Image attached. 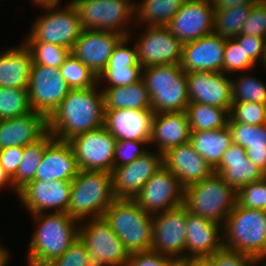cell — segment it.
Returning a JSON list of instances; mask_svg holds the SVG:
<instances>
[{
    "label": "cell",
    "instance_id": "cell-2",
    "mask_svg": "<svg viewBox=\"0 0 266 266\" xmlns=\"http://www.w3.org/2000/svg\"><path fill=\"white\" fill-rule=\"evenodd\" d=\"M32 216L39 224L29 243L28 266H47L79 238L80 222L67 213H37Z\"/></svg>",
    "mask_w": 266,
    "mask_h": 266
},
{
    "label": "cell",
    "instance_id": "cell-16",
    "mask_svg": "<svg viewBox=\"0 0 266 266\" xmlns=\"http://www.w3.org/2000/svg\"><path fill=\"white\" fill-rule=\"evenodd\" d=\"M72 181L33 180L18 192L21 204L32 215L45 213H67Z\"/></svg>",
    "mask_w": 266,
    "mask_h": 266
},
{
    "label": "cell",
    "instance_id": "cell-39",
    "mask_svg": "<svg viewBox=\"0 0 266 266\" xmlns=\"http://www.w3.org/2000/svg\"><path fill=\"white\" fill-rule=\"evenodd\" d=\"M59 68L70 89H88L100 83L99 77L72 53Z\"/></svg>",
    "mask_w": 266,
    "mask_h": 266
},
{
    "label": "cell",
    "instance_id": "cell-52",
    "mask_svg": "<svg viewBox=\"0 0 266 266\" xmlns=\"http://www.w3.org/2000/svg\"><path fill=\"white\" fill-rule=\"evenodd\" d=\"M215 10L242 4H256L259 0H210Z\"/></svg>",
    "mask_w": 266,
    "mask_h": 266
},
{
    "label": "cell",
    "instance_id": "cell-57",
    "mask_svg": "<svg viewBox=\"0 0 266 266\" xmlns=\"http://www.w3.org/2000/svg\"><path fill=\"white\" fill-rule=\"evenodd\" d=\"M262 261H265L262 266H266V256H261V257L256 258V264L257 263L260 264Z\"/></svg>",
    "mask_w": 266,
    "mask_h": 266
},
{
    "label": "cell",
    "instance_id": "cell-53",
    "mask_svg": "<svg viewBox=\"0 0 266 266\" xmlns=\"http://www.w3.org/2000/svg\"><path fill=\"white\" fill-rule=\"evenodd\" d=\"M181 266H213V262L209 257H191L180 262Z\"/></svg>",
    "mask_w": 266,
    "mask_h": 266
},
{
    "label": "cell",
    "instance_id": "cell-28",
    "mask_svg": "<svg viewBox=\"0 0 266 266\" xmlns=\"http://www.w3.org/2000/svg\"><path fill=\"white\" fill-rule=\"evenodd\" d=\"M191 128L185 111L154 113L151 138L159 153L190 141Z\"/></svg>",
    "mask_w": 266,
    "mask_h": 266
},
{
    "label": "cell",
    "instance_id": "cell-9",
    "mask_svg": "<svg viewBox=\"0 0 266 266\" xmlns=\"http://www.w3.org/2000/svg\"><path fill=\"white\" fill-rule=\"evenodd\" d=\"M80 221L79 238L89 253L88 266H124L130 254L103 217Z\"/></svg>",
    "mask_w": 266,
    "mask_h": 266
},
{
    "label": "cell",
    "instance_id": "cell-13",
    "mask_svg": "<svg viewBox=\"0 0 266 266\" xmlns=\"http://www.w3.org/2000/svg\"><path fill=\"white\" fill-rule=\"evenodd\" d=\"M186 212L181 205L153 215L151 251L169 256L177 263L185 259Z\"/></svg>",
    "mask_w": 266,
    "mask_h": 266
},
{
    "label": "cell",
    "instance_id": "cell-32",
    "mask_svg": "<svg viewBox=\"0 0 266 266\" xmlns=\"http://www.w3.org/2000/svg\"><path fill=\"white\" fill-rule=\"evenodd\" d=\"M190 142L195 151L214 169L224 152L233 144L228 126L215 130L191 131Z\"/></svg>",
    "mask_w": 266,
    "mask_h": 266
},
{
    "label": "cell",
    "instance_id": "cell-43",
    "mask_svg": "<svg viewBox=\"0 0 266 266\" xmlns=\"http://www.w3.org/2000/svg\"><path fill=\"white\" fill-rule=\"evenodd\" d=\"M254 66L255 63L246 55L243 48L240 47L234 38L226 39L223 73L229 74L230 72L239 73L245 71L247 73Z\"/></svg>",
    "mask_w": 266,
    "mask_h": 266
},
{
    "label": "cell",
    "instance_id": "cell-1",
    "mask_svg": "<svg viewBox=\"0 0 266 266\" xmlns=\"http://www.w3.org/2000/svg\"><path fill=\"white\" fill-rule=\"evenodd\" d=\"M105 98L97 86L70 89L66 98L47 119L53 138L69 141L74 136L104 125Z\"/></svg>",
    "mask_w": 266,
    "mask_h": 266
},
{
    "label": "cell",
    "instance_id": "cell-8",
    "mask_svg": "<svg viewBox=\"0 0 266 266\" xmlns=\"http://www.w3.org/2000/svg\"><path fill=\"white\" fill-rule=\"evenodd\" d=\"M71 3L78 11L82 29L130 36L127 23H130V18H136L133 0H71Z\"/></svg>",
    "mask_w": 266,
    "mask_h": 266
},
{
    "label": "cell",
    "instance_id": "cell-7",
    "mask_svg": "<svg viewBox=\"0 0 266 266\" xmlns=\"http://www.w3.org/2000/svg\"><path fill=\"white\" fill-rule=\"evenodd\" d=\"M222 229L223 247L255 259L265 256L266 210L250 209L236 203Z\"/></svg>",
    "mask_w": 266,
    "mask_h": 266
},
{
    "label": "cell",
    "instance_id": "cell-15",
    "mask_svg": "<svg viewBox=\"0 0 266 266\" xmlns=\"http://www.w3.org/2000/svg\"><path fill=\"white\" fill-rule=\"evenodd\" d=\"M146 29L135 44L138 63L142 68L161 64H180L183 43L166 26H147Z\"/></svg>",
    "mask_w": 266,
    "mask_h": 266
},
{
    "label": "cell",
    "instance_id": "cell-3",
    "mask_svg": "<svg viewBox=\"0 0 266 266\" xmlns=\"http://www.w3.org/2000/svg\"><path fill=\"white\" fill-rule=\"evenodd\" d=\"M115 199L112 173L80 170L72 180L67 214L79 222L100 218Z\"/></svg>",
    "mask_w": 266,
    "mask_h": 266
},
{
    "label": "cell",
    "instance_id": "cell-40",
    "mask_svg": "<svg viewBox=\"0 0 266 266\" xmlns=\"http://www.w3.org/2000/svg\"><path fill=\"white\" fill-rule=\"evenodd\" d=\"M243 73H240L242 76L240 75L238 78H231L232 103H266V85L261 82V79L258 80L250 73Z\"/></svg>",
    "mask_w": 266,
    "mask_h": 266
},
{
    "label": "cell",
    "instance_id": "cell-50",
    "mask_svg": "<svg viewBox=\"0 0 266 266\" xmlns=\"http://www.w3.org/2000/svg\"><path fill=\"white\" fill-rule=\"evenodd\" d=\"M234 39L255 64L258 61L262 62L264 54L266 53V38L247 34H239Z\"/></svg>",
    "mask_w": 266,
    "mask_h": 266
},
{
    "label": "cell",
    "instance_id": "cell-19",
    "mask_svg": "<svg viewBox=\"0 0 266 266\" xmlns=\"http://www.w3.org/2000/svg\"><path fill=\"white\" fill-rule=\"evenodd\" d=\"M190 103L225 108L232 104L231 78L223 72L195 71L186 73Z\"/></svg>",
    "mask_w": 266,
    "mask_h": 266
},
{
    "label": "cell",
    "instance_id": "cell-11",
    "mask_svg": "<svg viewBox=\"0 0 266 266\" xmlns=\"http://www.w3.org/2000/svg\"><path fill=\"white\" fill-rule=\"evenodd\" d=\"M27 91L31 109L48 119L66 98L70 88L60 68L32 64Z\"/></svg>",
    "mask_w": 266,
    "mask_h": 266
},
{
    "label": "cell",
    "instance_id": "cell-25",
    "mask_svg": "<svg viewBox=\"0 0 266 266\" xmlns=\"http://www.w3.org/2000/svg\"><path fill=\"white\" fill-rule=\"evenodd\" d=\"M79 171L80 168L70 142L54 138L45 148L34 180L72 181Z\"/></svg>",
    "mask_w": 266,
    "mask_h": 266
},
{
    "label": "cell",
    "instance_id": "cell-27",
    "mask_svg": "<svg viewBox=\"0 0 266 266\" xmlns=\"http://www.w3.org/2000/svg\"><path fill=\"white\" fill-rule=\"evenodd\" d=\"M47 132V118L33 110L23 116L0 120V150L11 146H27Z\"/></svg>",
    "mask_w": 266,
    "mask_h": 266
},
{
    "label": "cell",
    "instance_id": "cell-34",
    "mask_svg": "<svg viewBox=\"0 0 266 266\" xmlns=\"http://www.w3.org/2000/svg\"><path fill=\"white\" fill-rule=\"evenodd\" d=\"M185 0H141L135 1V25L167 26L170 19L179 11Z\"/></svg>",
    "mask_w": 266,
    "mask_h": 266
},
{
    "label": "cell",
    "instance_id": "cell-54",
    "mask_svg": "<svg viewBox=\"0 0 266 266\" xmlns=\"http://www.w3.org/2000/svg\"><path fill=\"white\" fill-rule=\"evenodd\" d=\"M7 185L10 186V188L17 194L18 192L14 189V185L12 182V179L8 176V174L5 172V170L0 165V189H2L4 186L7 187ZM12 186V187H11Z\"/></svg>",
    "mask_w": 266,
    "mask_h": 266
},
{
    "label": "cell",
    "instance_id": "cell-49",
    "mask_svg": "<svg viewBox=\"0 0 266 266\" xmlns=\"http://www.w3.org/2000/svg\"><path fill=\"white\" fill-rule=\"evenodd\" d=\"M176 264L173 258L149 250L130 254L124 266H175Z\"/></svg>",
    "mask_w": 266,
    "mask_h": 266
},
{
    "label": "cell",
    "instance_id": "cell-30",
    "mask_svg": "<svg viewBox=\"0 0 266 266\" xmlns=\"http://www.w3.org/2000/svg\"><path fill=\"white\" fill-rule=\"evenodd\" d=\"M2 53V54H1ZM0 53V87L28 89L33 64L30 50L21 43Z\"/></svg>",
    "mask_w": 266,
    "mask_h": 266
},
{
    "label": "cell",
    "instance_id": "cell-5",
    "mask_svg": "<svg viewBox=\"0 0 266 266\" xmlns=\"http://www.w3.org/2000/svg\"><path fill=\"white\" fill-rule=\"evenodd\" d=\"M237 191L213 172L184 188L183 206L188 212L224 225L237 203Z\"/></svg>",
    "mask_w": 266,
    "mask_h": 266
},
{
    "label": "cell",
    "instance_id": "cell-37",
    "mask_svg": "<svg viewBox=\"0 0 266 266\" xmlns=\"http://www.w3.org/2000/svg\"><path fill=\"white\" fill-rule=\"evenodd\" d=\"M254 5L242 4L215 10L213 33L225 39H232L241 34L242 26Z\"/></svg>",
    "mask_w": 266,
    "mask_h": 266
},
{
    "label": "cell",
    "instance_id": "cell-6",
    "mask_svg": "<svg viewBox=\"0 0 266 266\" xmlns=\"http://www.w3.org/2000/svg\"><path fill=\"white\" fill-rule=\"evenodd\" d=\"M102 217L129 254L151 249L153 215L147 214L134 199H115Z\"/></svg>",
    "mask_w": 266,
    "mask_h": 266
},
{
    "label": "cell",
    "instance_id": "cell-21",
    "mask_svg": "<svg viewBox=\"0 0 266 266\" xmlns=\"http://www.w3.org/2000/svg\"><path fill=\"white\" fill-rule=\"evenodd\" d=\"M226 39L211 33L183 44L180 66L185 73L222 72Z\"/></svg>",
    "mask_w": 266,
    "mask_h": 266
},
{
    "label": "cell",
    "instance_id": "cell-4",
    "mask_svg": "<svg viewBox=\"0 0 266 266\" xmlns=\"http://www.w3.org/2000/svg\"><path fill=\"white\" fill-rule=\"evenodd\" d=\"M142 80L154 113L183 112L189 105L186 73L180 64H161L142 68Z\"/></svg>",
    "mask_w": 266,
    "mask_h": 266
},
{
    "label": "cell",
    "instance_id": "cell-22",
    "mask_svg": "<svg viewBox=\"0 0 266 266\" xmlns=\"http://www.w3.org/2000/svg\"><path fill=\"white\" fill-rule=\"evenodd\" d=\"M163 165L179 179L184 188L200 182L214 172L210 164L195 151L190 141L163 153Z\"/></svg>",
    "mask_w": 266,
    "mask_h": 266
},
{
    "label": "cell",
    "instance_id": "cell-36",
    "mask_svg": "<svg viewBox=\"0 0 266 266\" xmlns=\"http://www.w3.org/2000/svg\"><path fill=\"white\" fill-rule=\"evenodd\" d=\"M191 131H206L227 126L229 112L225 108L206 105L203 103H189L185 110Z\"/></svg>",
    "mask_w": 266,
    "mask_h": 266
},
{
    "label": "cell",
    "instance_id": "cell-31",
    "mask_svg": "<svg viewBox=\"0 0 266 266\" xmlns=\"http://www.w3.org/2000/svg\"><path fill=\"white\" fill-rule=\"evenodd\" d=\"M234 144L246 149V154L266 174V123L252 126L246 123H227Z\"/></svg>",
    "mask_w": 266,
    "mask_h": 266
},
{
    "label": "cell",
    "instance_id": "cell-46",
    "mask_svg": "<svg viewBox=\"0 0 266 266\" xmlns=\"http://www.w3.org/2000/svg\"><path fill=\"white\" fill-rule=\"evenodd\" d=\"M89 253L84 242L78 238L58 258L47 266H88Z\"/></svg>",
    "mask_w": 266,
    "mask_h": 266
},
{
    "label": "cell",
    "instance_id": "cell-55",
    "mask_svg": "<svg viewBox=\"0 0 266 266\" xmlns=\"http://www.w3.org/2000/svg\"><path fill=\"white\" fill-rule=\"evenodd\" d=\"M10 252L9 250H7L6 248H4L1 244H0V266H6L9 258H10Z\"/></svg>",
    "mask_w": 266,
    "mask_h": 266
},
{
    "label": "cell",
    "instance_id": "cell-42",
    "mask_svg": "<svg viewBox=\"0 0 266 266\" xmlns=\"http://www.w3.org/2000/svg\"><path fill=\"white\" fill-rule=\"evenodd\" d=\"M228 123H246L252 126L266 123V103L238 102L232 103Z\"/></svg>",
    "mask_w": 266,
    "mask_h": 266
},
{
    "label": "cell",
    "instance_id": "cell-20",
    "mask_svg": "<svg viewBox=\"0 0 266 266\" xmlns=\"http://www.w3.org/2000/svg\"><path fill=\"white\" fill-rule=\"evenodd\" d=\"M124 36L120 33L82 29L71 53L98 77L107 68L115 46Z\"/></svg>",
    "mask_w": 266,
    "mask_h": 266
},
{
    "label": "cell",
    "instance_id": "cell-41",
    "mask_svg": "<svg viewBox=\"0 0 266 266\" xmlns=\"http://www.w3.org/2000/svg\"><path fill=\"white\" fill-rule=\"evenodd\" d=\"M31 111L27 89L0 87V120L23 116Z\"/></svg>",
    "mask_w": 266,
    "mask_h": 266
},
{
    "label": "cell",
    "instance_id": "cell-17",
    "mask_svg": "<svg viewBox=\"0 0 266 266\" xmlns=\"http://www.w3.org/2000/svg\"><path fill=\"white\" fill-rule=\"evenodd\" d=\"M214 13L210 0H185L166 27L184 44L213 33Z\"/></svg>",
    "mask_w": 266,
    "mask_h": 266
},
{
    "label": "cell",
    "instance_id": "cell-12",
    "mask_svg": "<svg viewBox=\"0 0 266 266\" xmlns=\"http://www.w3.org/2000/svg\"><path fill=\"white\" fill-rule=\"evenodd\" d=\"M116 138L104 125L69 140L80 170L106 171L114 168Z\"/></svg>",
    "mask_w": 266,
    "mask_h": 266
},
{
    "label": "cell",
    "instance_id": "cell-51",
    "mask_svg": "<svg viewBox=\"0 0 266 266\" xmlns=\"http://www.w3.org/2000/svg\"><path fill=\"white\" fill-rule=\"evenodd\" d=\"M23 147L11 146L0 150V165L12 179L22 161Z\"/></svg>",
    "mask_w": 266,
    "mask_h": 266
},
{
    "label": "cell",
    "instance_id": "cell-47",
    "mask_svg": "<svg viewBox=\"0 0 266 266\" xmlns=\"http://www.w3.org/2000/svg\"><path fill=\"white\" fill-rule=\"evenodd\" d=\"M241 34L266 38V2L258 1L242 26Z\"/></svg>",
    "mask_w": 266,
    "mask_h": 266
},
{
    "label": "cell",
    "instance_id": "cell-48",
    "mask_svg": "<svg viewBox=\"0 0 266 266\" xmlns=\"http://www.w3.org/2000/svg\"><path fill=\"white\" fill-rule=\"evenodd\" d=\"M213 266H254L256 259L236 250L225 247L220 248L213 255L209 256Z\"/></svg>",
    "mask_w": 266,
    "mask_h": 266
},
{
    "label": "cell",
    "instance_id": "cell-38",
    "mask_svg": "<svg viewBox=\"0 0 266 266\" xmlns=\"http://www.w3.org/2000/svg\"><path fill=\"white\" fill-rule=\"evenodd\" d=\"M30 50L33 64L59 68L71 54V50L44 41H37L30 33L23 42Z\"/></svg>",
    "mask_w": 266,
    "mask_h": 266
},
{
    "label": "cell",
    "instance_id": "cell-23",
    "mask_svg": "<svg viewBox=\"0 0 266 266\" xmlns=\"http://www.w3.org/2000/svg\"><path fill=\"white\" fill-rule=\"evenodd\" d=\"M152 110L105 109L104 126L118 140L150 141Z\"/></svg>",
    "mask_w": 266,
    "mask_h": 266
},
{
    "label": "cell",
    "instance_id": "cell-44",
    "mask_svg": "<svg viewBox=\"0 0 266 266\" xmlns=\"http://www.w3.org/2000/svg\"><path fill=\"white\" fill-rule=\"evenodd\" d=\"M236 198L240 206L266 210V176L239 188Z\"/></svg>",
    "mask_w": 266,
    "mask_h": 266
},
{
    "label": "cell",
    "instance_id": "cell-14",
    "mask_svg": "<svg viewBox=\"0 0 266 266\" xmlns=\"http://www.w3.org/2000/svg\"><path fill=\"white\" fill-rule=\"evenodd\" d=\"M184 187L164 165L145 183L134 198L150 215L183 205Z\"/></svg>",
    "mask_w": 266,
    "mask_h": 266
},
{
    "label": "cell",
    "instance_id": "cell-26",
    "mask_svg": "<svg viewBox=\"0 0 266 266\" xmlns=\"http://www.w3.org/2000/svg\"><path fill=\"white\" fill-rule=\"evenodd\" d=\"M130 37H123L115 46L107 68L98 78L100 82L106 81L105 88L128 86L142 79V66L138 63L136 46H126Z\"/></svg>",
    "mask_w": 266,
    "mask_h": 266
},
{
    "label": "cell",
    "instance_id": "cell-33",
    "mask_svg": "<svg viewBox=\"0 0 266 266\" xmlns=\"http://www.w3.org/2000/svg\"><path fill=\"white\" fill-rule=\"evenodd\" d=\"M105 98V109L151 110V99L145 82L102 89Z\"/></svg>",
    "mask_w": 266,
    "mask_h": 266
},
{
    "label": "cell",
    "instance_id": "cell-10",
    "mask_svg": "<svg viewBox=\"0 0 266 266\" xmlns=\"http://www.w3.org/2000/svg\"><path fill=\"white\" fill-rule=\"evenodd\" d=\"M41 8L46 13L36 18L29 33L37 41L60 45L72 51L82 31L76 7L69 1L66 8L58 5Z\"/></svg>",
    "mask_w": 266,
    "mask_h": 266
},
{
    "label": "cell",
    "instance_id": "cell-45",
    "mask_svg": "<svg viewBox=\"0 0 266 266\" xmlns=\"http://www.w3.org/2000/svg\"><path fill=\"white\" fill-rule=\"evenodd\" d=\"M150 141L118 140L114 147V167L131 163L149 150L142 145H148ZM142 146V147H141Z\"/></svg>",
    "mask_w": 266,
    "mask_h": 266
},
{
    "label": "cell",
    "instance_id": "cell-24",
    "mask_svg": "<svg viewBox=\"0 0 266 266\" xmlns=\"http://www.w3.org/2000/svg\"><path fill=\"white\" fill-rule=\"evenodd\" d=\"M221 228L223 225L187 211L185 259L209 257L222 248L223 232L220 233V231L223 229Z\"/></svg>",
    "mask_w": 266,
    "mask_h": 266
},
{
    "label": "cell",
    "instance_id": "cell-56",
    "mask_svg": "<svg viewBox=\"0 0 266 266\" xmlns=\"http://www.w3.org/2000/svg\"><path fill=\"white\" fill-rule=\"evenodd\" d=\"M31 3L33 2L34 5L37 6H52V5H58L60 4L61 0H31Z\"/></svg>",
    "mask_w": 266,
    "mask_h": 266
},
{
    "label": "cell",
    "instance_id": "cell-29",
    "mask_svg": "<svg viewBox=\"0 0 266 266\" xmlns=\"http://www.w3.org/2000/svg\"><path fill=\"white\" fill-rule=\"evenodd\" d=\"M214 172L222 176L236 191L248 183L263 179L266 174L246 154V149L232 144L223 154Z\"/></svg>",
    "mask_w": 266,
    "mask_h": 266
},
{
    "label": "cell",
    "instance_id": "cell-18",
    "mask_svg": "<svg viewBox=\"0 0 266 266\" xmlns=\"http://www.w3.org/2000/svg\"><path fill=\"white\" fill-rule=\"evenodd\" d=\"M163 166V154L146 152L131 163L112 170L113 193L116 199H134L145 183Z\"/></svg>",
    "mask_w": 266,
    "mask_h": 266
},
{
    "label": "cell",
    "instance_id": "cell-58",
    "mask_svg": "<svg viewBox=\"0 0 266 266\" xmlns=\"http://www.w3.org/2000/svg\"><path fill=\"white\" fill-rule=\"evenodd\" d=\"M262 62H263L262 64L264 65V68H266V53L264 54Z\"/></svg>",
    "mask_w": 266,
    "mask_h": 266
},
{
    "label": "cell",
    "instance_id": "cell-35",
    "mask_svg": "<svg viewBox=\"0 0 266 266\" xmlns=\"http://www.w3.org/2000/svg\"><path fill=\"white\" fill-rule=\"evenodd\" d=\"M53 139V136L48 131L38 141L23 147L22 161L18 165L16 175L12 178L14 189L17 192L34 180L45 148Z\"/></svg>",
    "mask_w": 266,
    "mask_h": 266
}]
</instances>
